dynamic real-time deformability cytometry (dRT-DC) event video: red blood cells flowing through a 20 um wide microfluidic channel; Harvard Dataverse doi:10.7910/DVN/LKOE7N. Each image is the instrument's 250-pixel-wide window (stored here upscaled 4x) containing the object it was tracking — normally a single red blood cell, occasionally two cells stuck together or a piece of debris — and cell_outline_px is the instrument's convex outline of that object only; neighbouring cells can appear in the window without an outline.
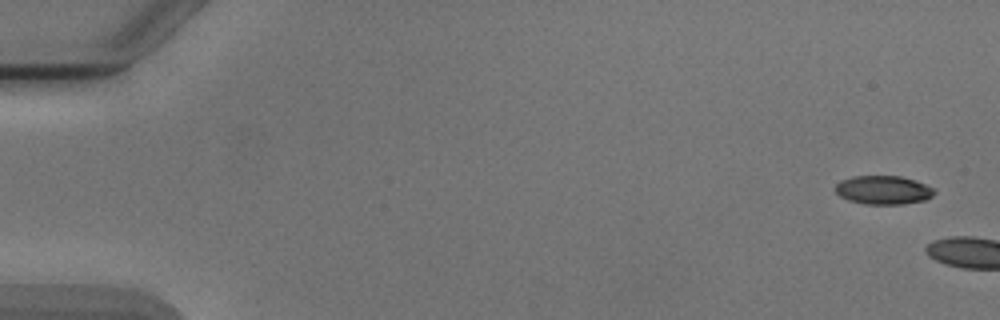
{"species": "Egyptian fruit bat (a non-hibernating species)", "species_latin": "Rousettus aegyptiacus", "temperature_condition": "cold", "stored_images_in_passage": 2, "camera_frame_rate_fps": 3000, "um_per_image_px": 0.085, "animal": {"sex": "male"}, "frame": {"image": 1, "passage_image": 1, "time_ms": 0.0, "image_size_px": [1000, 320], "cell_outline_px": [[936, 192], [932, 196], [924, 200], [904, 204], [864, 204], [848, 200], [840, 196], [832, 188], [840, 180], [852, 176], [900, 176], [916, 180], [936, 188]], "centroid_in_image_um": [75.08, 16.14], "position_along_channel_um": 9.9, "area_um2": 16.82}}